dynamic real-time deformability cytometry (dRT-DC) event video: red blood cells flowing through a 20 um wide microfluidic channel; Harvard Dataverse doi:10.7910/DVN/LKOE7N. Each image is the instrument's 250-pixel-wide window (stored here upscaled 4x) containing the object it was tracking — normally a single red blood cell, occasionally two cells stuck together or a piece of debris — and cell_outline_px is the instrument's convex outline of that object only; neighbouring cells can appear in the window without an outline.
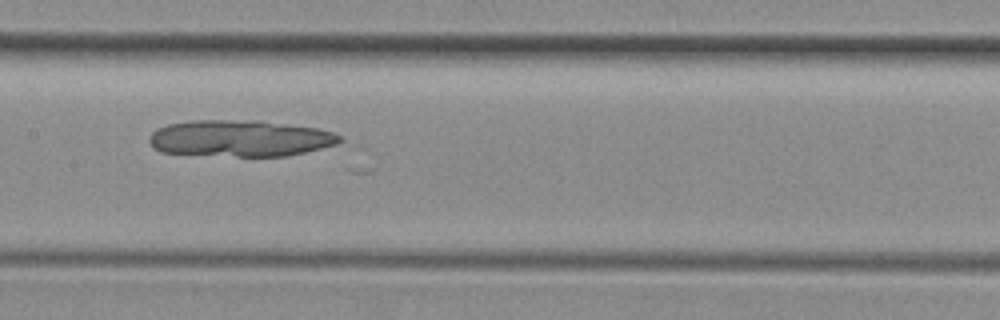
{"species": "common noctule bat (a hibernating species)", "species_latin": "Nyctalus noctula", "temperature_condition": "room temperature", "stored_images_in_passage": 33, "camera_frame_rate_fps": 3000, "um_per_image_px": 0.085, "animal": {"sex": "female", "body_mass_g": 29.2, "forearm_length_mm": 56.3}, "frame": {"image": 1, "passage_image": 24, "time_ms": 7.667, "image_size_px": [1000, 320], "cell_outline_px": [[344, 140], [336, 144], [304, 152], [284, 156], [236, 156], [160, 152], [152, 148], [148, 140], [148, 136], [156, 128], [168, 124], [192, 120], [256, 120], [316, 128], [332, 132], [340, 136]], "centroid_in_image_um": [20.35, 11.75], "position_along_channel_um": 187.1, "area_um2": 40.46}}
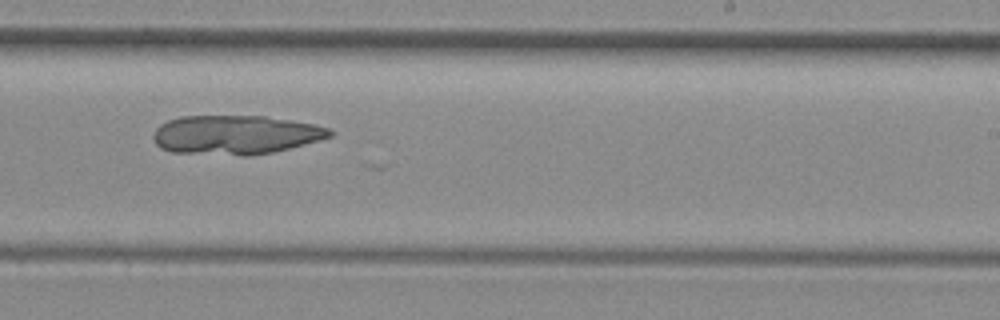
{"frame": {"image": 2, "passage_image": 30, "time_ms": 9.667, "image_size_px": [1000, 320], "cell_outline_px": [[332, 136], [320, 140], [272, 152], [248, 156], [240, 156], [172, 152], [160, 148], [156, 144], [152, 136], [156, 128], [160, 124], [168, 120], [180, 116], [264, 116], [316, 124], [328, 128], [332, 132]], "centroid_in_image_um": [19.99, 11.46], "position_along_channel_um": 269.0, "area_um2": 40.34}}